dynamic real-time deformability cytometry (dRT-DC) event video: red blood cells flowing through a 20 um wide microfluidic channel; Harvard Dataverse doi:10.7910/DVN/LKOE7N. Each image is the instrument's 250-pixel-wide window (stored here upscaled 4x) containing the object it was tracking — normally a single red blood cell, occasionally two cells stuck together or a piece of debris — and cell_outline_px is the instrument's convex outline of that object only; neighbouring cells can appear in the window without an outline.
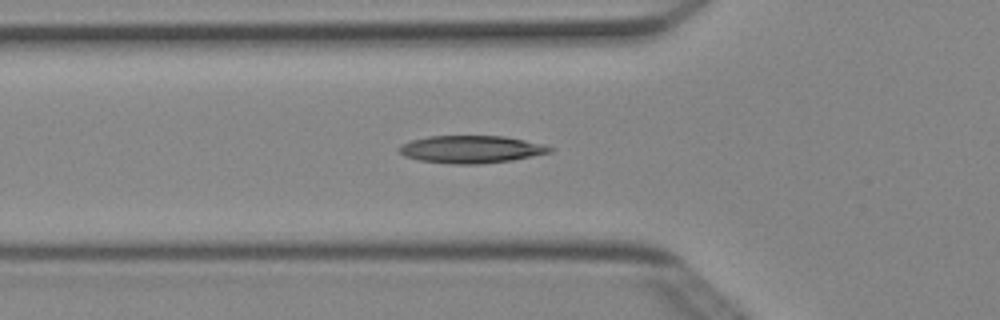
{"species": "Egyptian fruit bat (a non-hibernating species)", "species_latin": "Rousettus aegyptiacus", "temperature_condition": "cold", "stored_images_in_passage": 36, "segment_of_instrument_passage": [1, 2], "camera_frame_rate_fps": 3000, "um_per_image_px": 0.085, "animal": {"sex": "female"}, "frame": {"image": 1, "passage_image": 2, "time_ms": 0.333, "image_size_px": [1000, 320], "cell_outline_px": [[556, 148], [552, 152], [512, 160], [480, 164], [452, 164], [420, 160], [404, 156], [400, 152], [400, 144], [412, 140], [428, 136], [504, 136], [544, 144]], "centroid_in_image_um": [40.08, 12.69], "position_along_channel_um": 85.7, "area_um2": 24.16}}
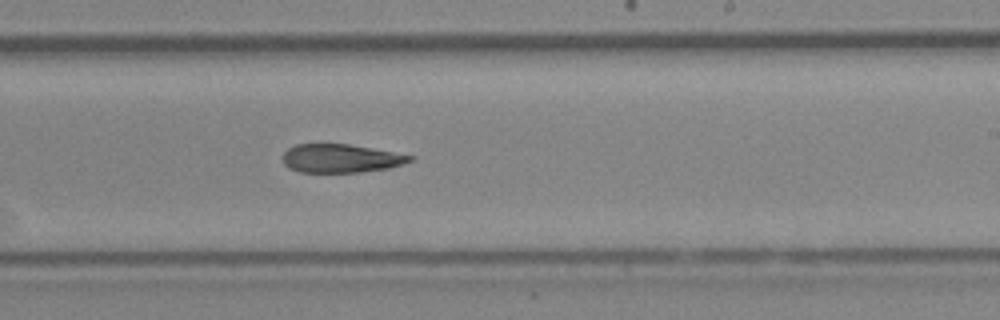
{"frame": {"image": 2, "passage_image": 15, "time_ms": 4.667, "image_size_px": [1000, 320], "cell_outline_px": [[416, 156], [412, 160], [404, 164], [388, 168], [360, 172], [300, 172], [288, 168], [284, 164], [284, 152], [288, 148], [296, 144], [348, 144], [372, 148]], "centroid_in_image_um": [28.98, 13.46], "position_along_channel_um": 260.0, "area_um2": 21.1}}
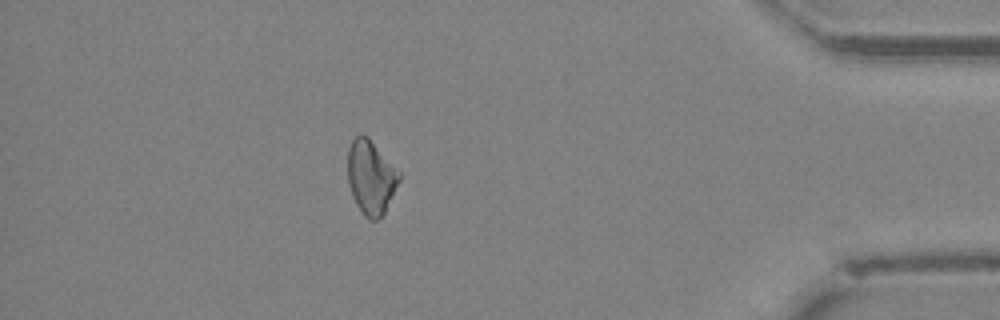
{"frame": {"image": 3, "passage_image": 29, "time_ms": 9.333, "image_size_px": [1000, 320], "cell_outline_px": [[400, 180], [380, 220], [368, 220], [364, 216], [356, 204], [352, 196], [348, 184], [348, 148], [352, 140], [356, 136], [368, 136], [400, 172]], "centroid_in_image_um": [31.52, 15.08], "position_along_channel_um": 403.7, "area_um2": 22.14}}